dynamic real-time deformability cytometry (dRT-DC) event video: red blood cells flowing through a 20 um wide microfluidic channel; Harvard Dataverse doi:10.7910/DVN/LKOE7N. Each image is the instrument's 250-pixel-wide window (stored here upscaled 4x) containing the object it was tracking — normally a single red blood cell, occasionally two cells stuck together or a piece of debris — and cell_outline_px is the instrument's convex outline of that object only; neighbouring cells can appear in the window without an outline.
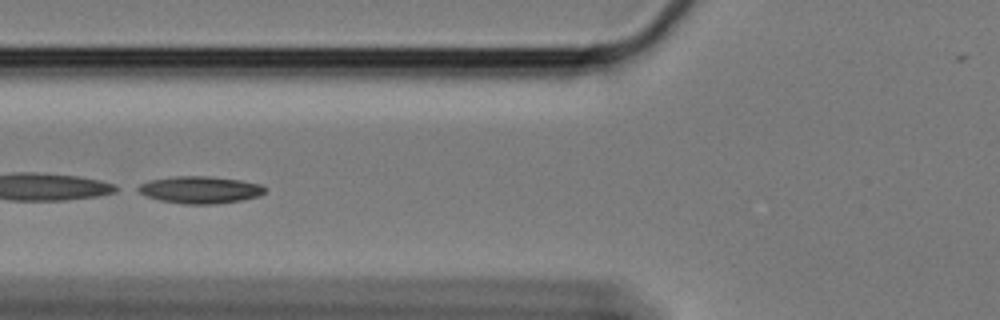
{"species": "Egyptian fruit bat (a non-hibernating species)", "species_latin": "Rousettus aegyptiacus", "temperature_condition": "cold", "stored_images_in_passage": 58, "segment_of_instrument_passage": [2, 2], "camera_frame_rate_fps": 3000, "um_per_image_px": 0.085, "animal": {"sex": "female"}, "frame": {"image": 1, "passage_image": 21, "time_ms": 6.667, "image_size_px": [1000, 320], "cell_outline_px": [[264, 192], [260, 196], [240, 200], [216, 204], [184, 204], [160, 200], [148, 196], [132, 188], [140, 184], [152, 180], [176, 176], [208, 176], [240, 180], [260, 184], [264, 188]], "centroid_in_image_um": [16.99, 16.13], "position_along_channel_um": 108.8, "area_um2": 19.88}}
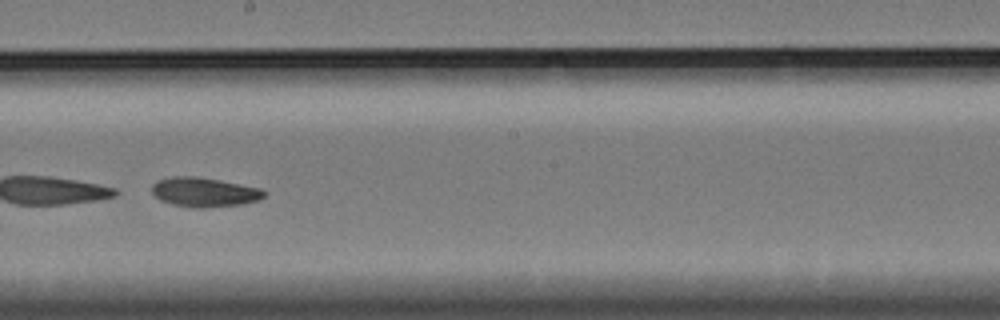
{"frame": {"image": 2, "passage_image": 32, "time_ms": 10.333, "image_size_px": [1000, 320], "cell_outline_px": [[264, 196], [260, 200], [240, 204], [204, 208], [192, 208], [172, 204], [160, 200], [152, 192], [152, 184], [156, 180], [172, 176], [196, 176], [260, 188], [264, 192]], "centroid_in_image_um": [17.31, 16.33], "position_along_channel_um": 230.9, "area_um2": 19.13}}